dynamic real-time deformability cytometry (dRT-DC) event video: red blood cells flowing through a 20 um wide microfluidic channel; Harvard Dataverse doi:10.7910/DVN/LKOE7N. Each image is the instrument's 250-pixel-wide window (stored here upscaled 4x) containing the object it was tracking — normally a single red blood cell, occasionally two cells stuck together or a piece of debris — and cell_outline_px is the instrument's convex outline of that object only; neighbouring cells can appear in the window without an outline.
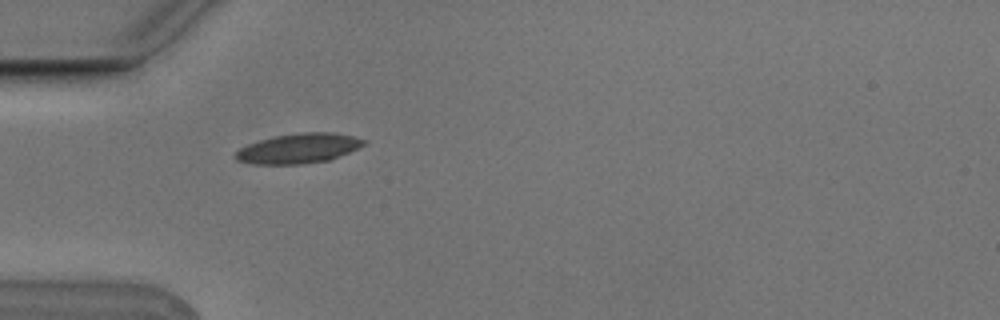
{"species": "Egyptian fruit bat (a non-hibernating species)", "species_latin": "Rousettus aegyptiacus", "temperature_condition": "cold", "stored_images_in_passage": 5, "camera_frame_rate_fps": 3000, "um_per_image_px": 0.085, "animal": {"sex": "male"}, "frame": {"image": 1, "passage_image": 4, "time_ms": 1.0, "image_size_px": [1000, 320], "cell_outline_px": [[364, 144], [348, 152], [328, 160], [304, 164], [252, 164], [236, 160], [236, 152], [240, 148], [248, 144], [260, 140], [276, 136], [304, 132], [332, 132], [352, 136], [364, 140]], "centroid_in_image_um": [25.34, 12.62], "position_along_channel_um": 59.7, "area_um2": 21.91}}